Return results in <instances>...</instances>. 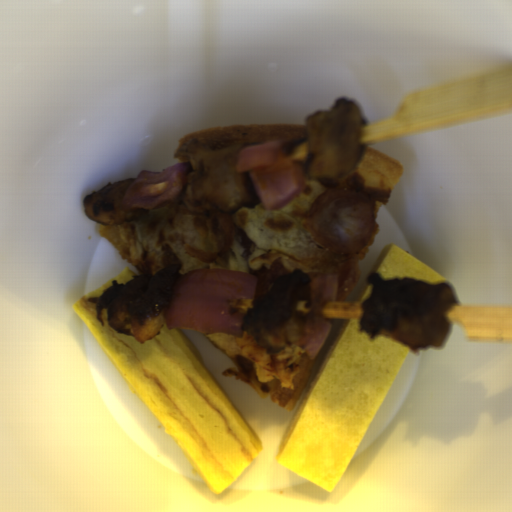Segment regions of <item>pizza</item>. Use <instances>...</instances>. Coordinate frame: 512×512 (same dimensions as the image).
Listing matches in <instances>:
<instances>
[{
    "mask_svg": "<svg viewBox=\"0 0 512 512\" xmlns=\"http://www.w3.org/2000/svg\"><path fill=\"white\" fill-rule=\"evenodd\" d=\"M243 331V330H242ZM230 361L221 375L244 381L259 397L284 411L295 403L315 362L303 344L288 345L276 354H267L252 334L242 337L219 332H201Z\"/></svg>",
    "mask_w": 512,
    "mask_h": 512,
    "instance_id": "d2c48207",
    "label": "pizza"
},
{
    "mask_svg": "<svg viewBox=\"0 0 512 512\" xmlns=\"http://www.w3.org/2000/svg\"><path fill=\"white\" fill-rule=\"evenodd\" d=\"M308 137L307 124H248L232 125L200 131H193L180 137V146L187 140H194L204 148L215 150L232 144L242 148L264 144L267 141H281L289 155Z\"/></svg>",
    "mask_w": 512,
    "mask_h": 512,
    "instance_id": "a15fb73a",
    "label": "pizza"
},
{
    "mask_svg": "<svg viewBox=\"0 0 512 512\" xmlns=\"http://www.w3.org/2000/svg\"><path fill=\"white\" fill-rule=\"evenodd\" d=\"M361 160L347 173L333 178H311L307 161L298 162L304 172L297 195L277 210L261 203L225 212L207 202L192 203L185 193L148 210L143 216L120 225L98 224L101 239L141 275H155L180 265L182 275L197 269L237 270L255 277L274 262L288 274L301 269L307 275L324 272L336 276L337 285L358 266L374 244L379 225L376 218L387 203L404 168L394 158L363 147ZM361 188L371 195L375 207L374 231L367 245L349 254L325 251L313 238L307 210L329 186ZM181 275V276H182Z\"/></svg>",
    "mask_w": 512,
    "mask_h": 512,
    "instance_id": "dd6c1bee",
    "label": "pizza"
}]
</instances>
